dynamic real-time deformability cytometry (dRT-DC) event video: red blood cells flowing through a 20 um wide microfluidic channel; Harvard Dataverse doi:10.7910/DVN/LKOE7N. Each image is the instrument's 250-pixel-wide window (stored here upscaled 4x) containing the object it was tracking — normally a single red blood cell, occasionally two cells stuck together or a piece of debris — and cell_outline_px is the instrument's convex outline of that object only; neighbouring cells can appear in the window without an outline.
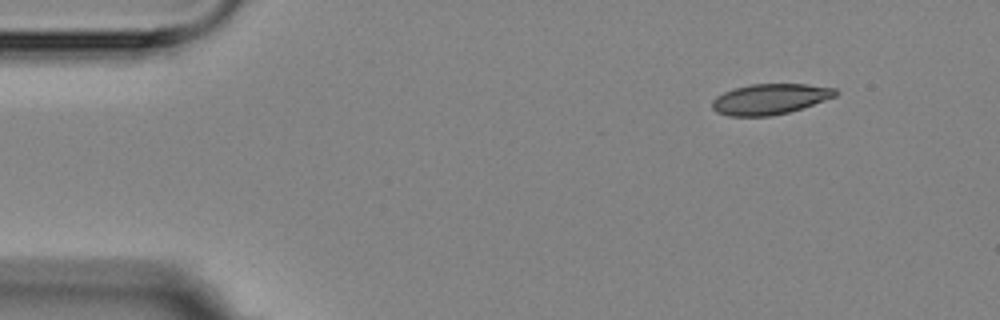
{"species": "Egyptian fruit bat (a non-hibernating species)", "species_latin": "Rousettus aegyptiacus", "temperature_condition": "room temperature", "stored_images_in_passage": 5, "segment_of_instrument_passage": [1, 2], "camera_frame_rate_fps": 3000, "um_per_image_px": 0.085, "animal": {"sex": "female"}, "frame": {"image": 1, "passage_image": 1, "time_ms": 0.0, "image_size_px": [1000, 320], "cell_outline_px": [[840, 92], [836, 96], [788, 112], [772, 116], [728, 116], [716, 112], [712, 108], [712, 100], [716, 96], [732, 88], [752, 84], [808, 84], [836, 88]], "centroid_in_image_um": [65.43, 8.41], "position_along_channel_um": 19.6, "area_um2": 22.02}}
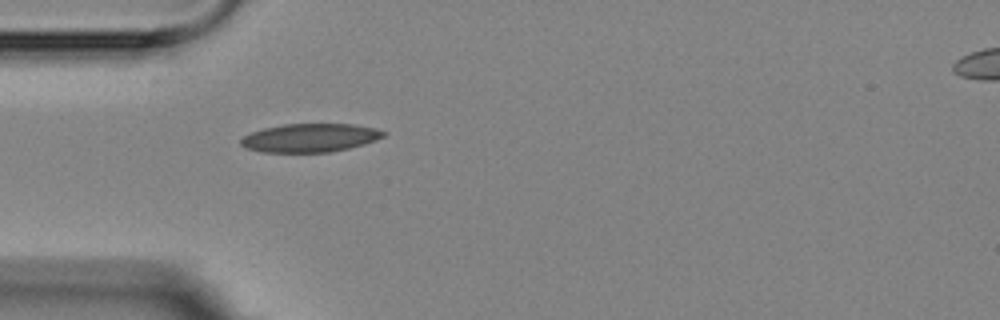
{"frame": {"image": 2, "passage_image": 4, "time_ms": 3.333, "image_size_px": [1000, 320], "cell_outline_px": [[388, 132], [384, 136], [376, 140], [364, 144], [332, 152], [260, 152], [244, 148], [240, 144], [240, 140], [244, 136], [252, 132], [264, 128], [284, 124], [352, 124], [376, 128]], "centroid_in_image_um": [26.35, 11.72], "position_along_channel_um": 58.6, "area_um2": 23.76}}